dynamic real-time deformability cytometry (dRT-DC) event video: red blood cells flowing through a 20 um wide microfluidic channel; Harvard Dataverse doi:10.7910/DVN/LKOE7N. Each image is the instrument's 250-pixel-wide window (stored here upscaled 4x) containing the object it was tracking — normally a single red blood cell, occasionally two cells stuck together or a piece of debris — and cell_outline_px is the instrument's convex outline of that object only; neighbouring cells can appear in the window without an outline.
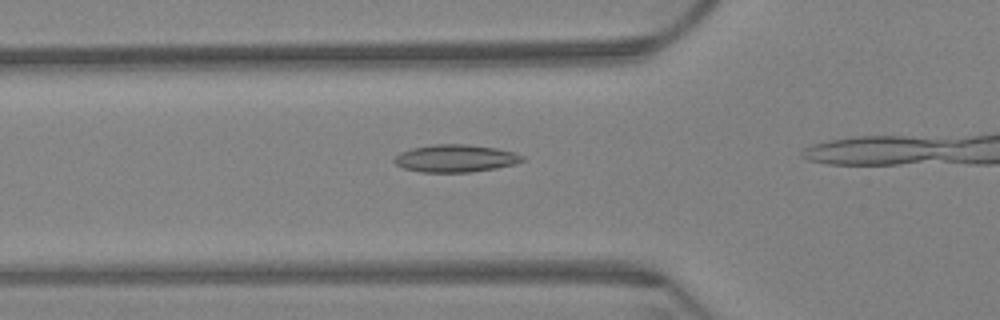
{"species": "Egyptian fruit bat (a non-hibernating species)", "species_latin": "Rousettus aegyptiacus", "temperature_condition": "warm", "stored_images_in_passage": 32, "camera_frame_rate_fps": 3000, "um_per_image_px": 0.085, "animal": {"sex": "female"}, "frame": {"image": 1, "passage_image": 5, "time_ms": 1.333, "image_size_px": [1000, 320], "cell_outline_px": [[524, 160], [512, 164], [496, 168], [468, 172], [420, 172], [404, 168], [396, 164], [392, 160], [400, 152], [412, 148], [432, 144], [468, 144], [496, 148], [512, 152], [524, 156]], "centroid_in_image_um": [38.68, 13.45], "position_along_channel_um": 87.1, "area_um2": 20.4}}
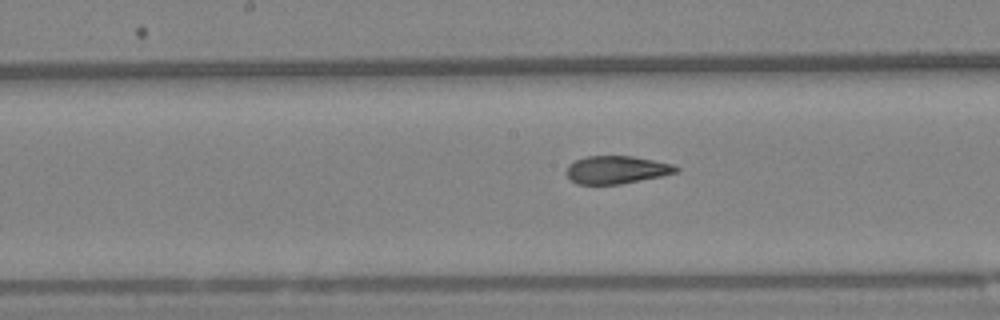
{"frame": {"image": 2, "passage_image": 15, "time_ms": 4.667, "image_size_px": [1000, 320], "cell_outline_px": [[680, 168], [676, 172], [660, 176], [620, 184], [576, 184], [564, 172], [568, 164], [576, 160], [588, 156], [632, 156], [672, 164]], "centroid_in_image_um": [52.36, 14.43], "position_along_channel_um": 195.8, "area_um2": 17.63}}
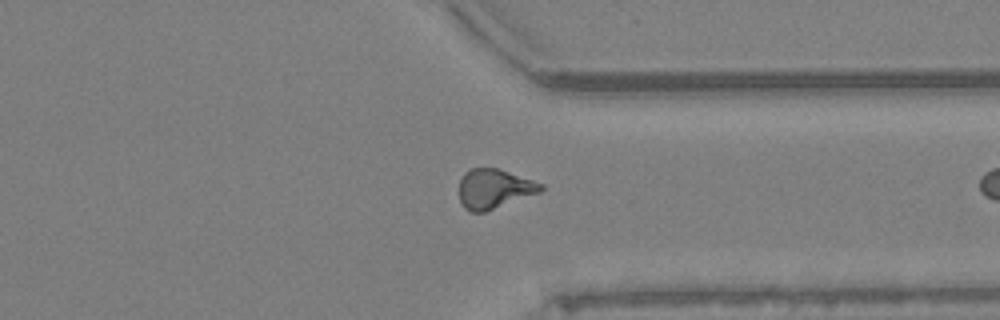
{"frame": {"image": 3, "passage_image": 31, "time_ms": 10.0, "image_size_px": [1000, 320], "cell_outline_px": [[544, 188], [540, 192], [484, 212], [468, 212], [464, 208], [460, 200], [460, 180], [464, 172], [468, 168], [496, 168], [544, 184]], "centroid_in_image_um": [41.97, 16.05], "position_along_channel_um": 369.4, "area_um2": 18.67}}